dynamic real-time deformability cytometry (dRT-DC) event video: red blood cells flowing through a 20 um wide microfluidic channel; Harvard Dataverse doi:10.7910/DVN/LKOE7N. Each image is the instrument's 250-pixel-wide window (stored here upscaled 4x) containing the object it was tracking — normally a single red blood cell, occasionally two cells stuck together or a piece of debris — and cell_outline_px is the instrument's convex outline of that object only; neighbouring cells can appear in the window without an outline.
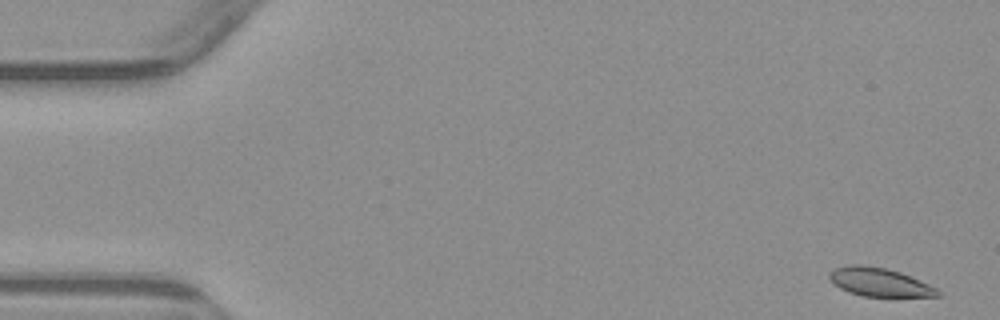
{"species": "common noctule bat (a hibernating species)", "species_latin": "Nyctalus noctula", "temperature_condition": "warm", "stored_images_in_passage": 5, "camera_frame_rate_fps": 3000, "um_per_image_px": 0.085, "animal": {"sex": "male", "body_mass_g": 23.1, "forearm_length_mm": 52.7}, "frame": {"image": 1, "passage_image": 1, "time_ms": 0.0, "image_size_px": [1000, 320], "cell_outline_px": [[940, 296], [864, 296], [848, 292], [840, 288], [828, 276], [828, 272], [836, 268], [848, 264], [860, 264], [884, 268], [900, 272], [928, 284], [936, 288], [940, 292]], "centroid_in_image_um": [74.72, 23.97], "position_along_channel_um": 10.3, "area_um2": 17.69}}
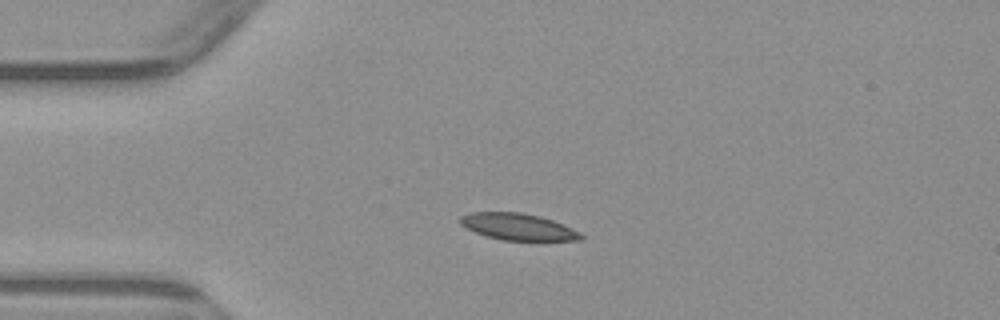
{"frame": {"image": 2, "passage_image": 4, "time_ms": 3.667, "image_size_px": [1000, 320], "cell_outline_px": [[584, 240], [504, 240], [488, 236], [476, 232], [460, 224], [456, 220], [460, 216], [472, 212], [520, 212], [540, 216], [552, 220], [580, 232], [584, 236]], "centroid_in_image_um": [44.01, 19.26], "position_along_channel_um": 41.0, "area_um2": 18.61}}